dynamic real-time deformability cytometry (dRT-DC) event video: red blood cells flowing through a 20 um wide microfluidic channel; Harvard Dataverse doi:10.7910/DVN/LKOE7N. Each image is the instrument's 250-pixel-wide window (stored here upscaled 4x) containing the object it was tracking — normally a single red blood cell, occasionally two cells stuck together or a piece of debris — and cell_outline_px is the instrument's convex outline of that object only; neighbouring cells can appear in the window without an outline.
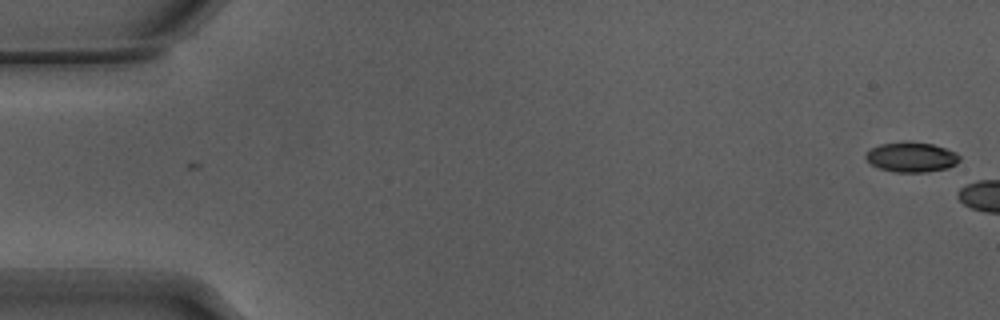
{"species": "Egyptian fruit bat (a non-hibernating species)", "species_latin": "Rousettus aegyptiacus", "temperature_condition": "warm", "stored_images_in_passage": 5, "camera_frame_rate_fps": 3000, "um_per_image_px": 0.085, "animal": {"sex": "male"}, "frame": {"image": 1, "passage_image": 1, "time_ms": 0.0, "image_size_px": [1000, 320], "cell_outline_px": [[960, 160], [956, 164], [948, 168], [924, 172], [896, 172], [880, 168], [872, 164], [864, 156], [872, 148], [880, 144], [904, 140], [912, 140], [932, 144], [956, 152], [960, 156]], "centroid_in_image_um": [77.49, 13.33], "position_along_channel_um": 7.5, "area_um2": 16.47}}